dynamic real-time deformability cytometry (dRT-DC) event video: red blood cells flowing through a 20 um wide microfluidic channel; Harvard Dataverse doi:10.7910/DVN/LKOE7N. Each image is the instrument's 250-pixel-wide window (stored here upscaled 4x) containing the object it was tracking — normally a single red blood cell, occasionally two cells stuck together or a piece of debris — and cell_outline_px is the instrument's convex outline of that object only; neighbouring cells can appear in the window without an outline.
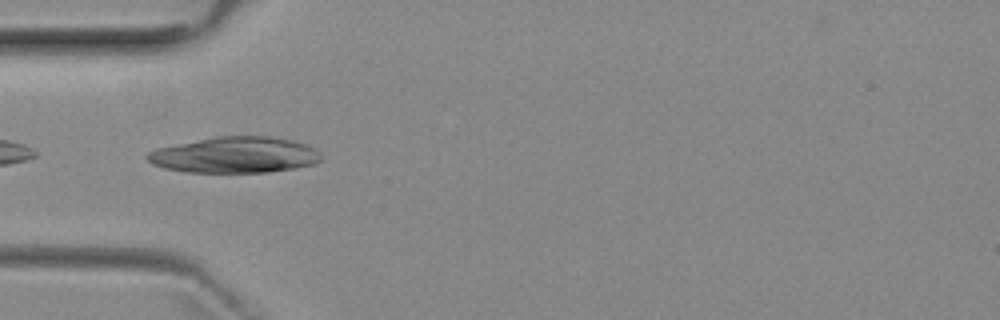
{"species": "common noctule bat (a hibernating species)", "species_latin": "Nyctalus noctula", "temperature_condition": "room temperature", "stored_images_in_passage": 6, "camera_frame_rate_fps": 3000, "um_per_image_px": 0.085, "animal": {"sex": "female", "body_mass_g": 29.2, "forearm_length_mm": 56.3}, "frame": {"image": 1, "passage_image": 4, "time_ms": 3.333, "image_size_px": [1000, 320], "cell_outline_px": [[320, 160], [312, 164], [296, 168], [268, 172], [188, 172], [164, 168], [152, 164], [144, 156], [148, 152], [156, 148], [216, 136], [268, 136], [292, 140], [304, 144], [320, 152]], "centroid_in_image_um": [19.92, 13.17], "position_along_channel_um": 65.1, "area_um2": 36.36}}
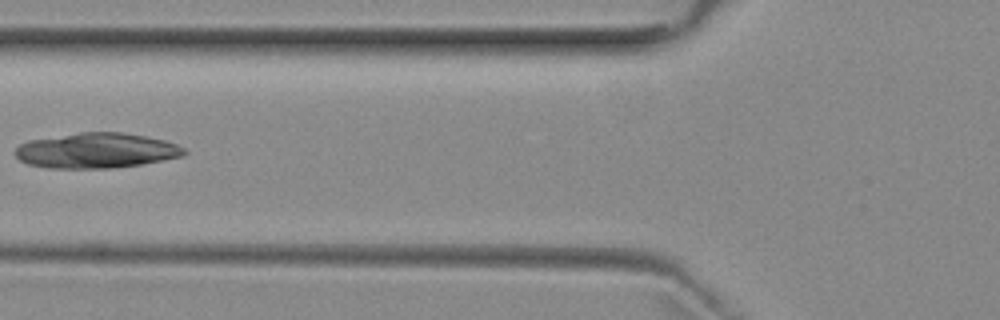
{"frame": {"image": 2, "passage_image": 5, "time_ms": 4.667, "image_size_px": [1000, 320], "cell_outline_px": [[188, 152], [184, 156], [164, 160], [140, 164], [112, 168], [48, 168], [28, 164], [20, 160], [12, 152], [20, 144], [28, 140], [80, 132], [120, 132], [144, 136], [164, 140], [176, 144], [184, 148]], "centroid_in_image_um": [8.17, 12.8], "position_along_channel_um": 117.6, "area_um2": 34.74}}
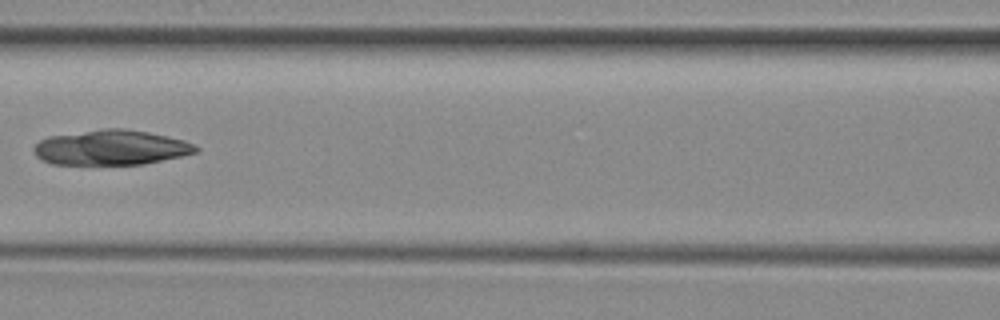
{"frame": {"image": 3, "passage_image": 6, "time_ms": 5.667, "image_size_px": [1000, 320], "cell_outline_px": [[200, 148], [196, 152], [180, 156], [144, 164], [52, 164], [40, 160], [36, 156], [32, 148], [40, 140], [48, 136], [104, 128], [124, 128], [148, 132], [184, 140]], "centroid_in_image_um": [9.39, 12.54], "position_along_channel_um": 157.2, "area_um2": 33.0}}